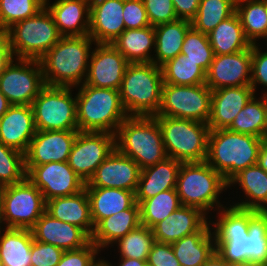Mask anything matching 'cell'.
I'll return each instance as SVG.
<instances>
[{
	"instance_id": "cell-43",
	"label": "cell",
	"mask_w": 267,
	"mask_h": 266,
	"mask_svg": "<svg viewBox=\"0 0 267 266\" xmlns=\"http://www.w3.org/2000/svg\"><path fill=\"white\" fill-rule=\"evenodd\" d=\"M181 54L196 62L206 73L214 58L208 35L191 27L184 38Z\"/></svg>"
},
{
	"instance_id": "cell-51",
	"label": "cell",
	"mask_w": 267,
	"mask_h": 266,
	"mask_svg": "<svg viewBox=\"0 0 267 266\" xmlns=\"http://www.w3.org/2000/svg\"><path fill=\"white\" fill-rule=\"evenodd\" d=\"M148 266H181L171 244L156 242L147 259Z\"/></svg>"
},
{
	"instance_id": "cell-4",
	"label": "cell",
	"mask_w": 267,
	"mask_h": 266,
	"mask_svg": "<svg viewBox=\"0 0 267 266\" xmlns=\"http://www.w3.org/2000/svg\"><path fill=\"white\" fill-rule=\"evenodd\" d=\"M115 147L132 158L141 169L168 157L155 116H128L115 134Z\"/></svg>"
},
{
	"instance_id": "cell-33",
	"label": "cell",
	"mask_w": 267,
	"mask_h": 266,
	"mask_svg": "<svg viewBox=\"0 0 267 266\" xmlns=\"http://www.w3.org/2000/svg\"><path fill=\"white\" fill-rule=\"evenodd\" d=\"M111 44L129 63H151L150 50L155 48L154 26L125 29Z\"/></svg>"
},
{
	"instance_id": "cell-61",
	"label": "cell",
	"mask_w": 267,
	"mask_h": 266,
	"mask_svg": "<svg viewBox=\"0 0 267 266\" xmlns=\"http://www.w3.org/2000/svg\"><path fill=\"white\" fill-rule=\"evenodd\" d=\"M263 98L265 99L266 105H267V92L263 94Z\"/></svg>"
},
{
	"instance_id": "cell-41",
	"label": "cell",
	"mask_w": 267,
	"mask_h": 266,
	"mask_svg": "<svg viewBox=\"0 0 267 266\" xmlns=\"http://www.w3.org/2000/svg\"><path fill=\"white\" fill-rule=\"evenodd\" d=\"M249 260L267 266V211L249 210Z\"/></svg>"
},
{
	"instance_id": "cell-55",
	"label": "cell",
	"mask_w": 267,
	"mask_h": 266,
	"mask_svg": "<svg viewBox=\"0 0 267 266\" xmlns=\"http://www.w3.org/2000/svg\"><path fill=\"white\" fill-rule=\"evenodd\" d=\"M119 266H147V260H137L135 258L120 257ZM108 266H112L108 261L102 259Z\"/></svg>"
},
{
	"instance_id": "cell-24",
	"label": "cell",
	"mask_w": 267,
	"mask_h": 266,
	"mask_svg": "<svg viewBox=\"0 0 267 266\" xmlns=\"http://www.w3.org/2000/svg\"><path fill=\"white\" fill-rule=\"evenodd\" d=\"M200 209L181 205L151 230L156 242L172 244L184 236L198 232L208 221Z\"/></svg>"
},
{
	"instance_id": "cell-15",
	"label": "cell",
	"mask_w": 267,
	"mask_h": 266,
	"mask_svg": "<svg viewBox=\"0 0 267 266\" xmlns=\"http://www.w3.org/2000/svg\"><path fill=\"white\" fill-rule=\"evenodd\" d=\"M26 177L42 192L45 201L75 195L85 189V181L68 162L25 166Z\"/></svg>"
},
{
	"instance_id": "cell-59",
	"label": "cell",
	"mask_w": 267,
	"mask_h": 266,
	"mask_svg": "<svg viewBox=\"0 0 267 266\" xmlns=\"http://www.w3.org/2000/svg\"><path fill=\"white\" fill-rule=\"evenodd\" d=\"M97 266H108L103 260H101Z\"/></svg>"
},
{
	"instance_id": "cell-42",
	"label": "cell",
	"mask_w": 267,
	"mask_h": 266,
	"mask_svg": "<svg viewBox=\"0 0 267 266\" xmlns=\"http://www.w3.org/2000/svg\"><path fill=\"white\" fill-rule=\"evenodd\" d=\"M117 243L120 257L147 260L149 252L155 243V238L151 228L140 224L114 244Z\"/></svg>"
},
{
	"instance_id": "cell-8",
	"label": "cell",
	"mask_w": 267,
	"mask_h": 266,
	"mask_svg": "<svg viewBox=\"0 0 267 266\" xmlns=\"http://www.w3.org/2000/svg\"><path fill=\"white\" fill-rule=\"evenodd\" d=\"M16 58L39 60L62 37L46 7L6 30Z\"/></svg>"
},
{
	"instance_id": "cell-1",
	"label": "cell",
	"mask_w": 267,
	"mask_h": 266,
	"mask_svg": "<svg viewBox=\"0 0 267 266\" xmlns=\"http://www.w3.org/2000/svg\"><path fill=\"white\" fill-rule=\"evenodd\" d=\"M92 43L95 41L89 35L61 37L39 59L44 84L72 88L82 85L87 76Z\"/></svg>"
},
{
	"instance_id": "cell-19",
	"label": "cell",
	"mask_w": 267,
	"mask_h": 266,
	"mask_svg": "<svg viewBox=\"0 0 267 266\" xmlns=\"http://www.w3.org/2000/svg\"><path fill=\"white\" fill-rule=\"evenodd\" d=\"M78 130L36 131L25 153V166L68 162Z\"/></svg>"
},
{
	"instance_id": "cell-53",
	"label": "cell",
	"mask_w": 267,
	"mask_h": 266,
	"mask_svg": "<svg viewBox=\"0 0 267 266\" xmlns=\"http://www.w3.org/2000/svg\"><path fill=\"white\" fill-rule=\"evenodd\" d=\"M14 58L16 59L10 48L9 36L6 31L0 30V74Z\"/></svg>"
},
{
	"instance_id": "cell-22",
	"label": "cell",
	"mask_w": 267,
	"mask_h": 266,
	"mask_svg": "<svg viewBox=\"0 0 267 266\" xmlns=\"http://www.w3.org/2000/svg\"><path fill=\"white\" fill-rule=\"evenodd\" d=\"M36 131L31 105H11L0 118V142L24 154Z\"/></svg>"
},
{
	"instance_id": "cell-50",
	"label": "cell",
	"mask_w": 267,
	"mask_h": 266,
	"mask_svg": "<svg viewBox=\"0 0 267 266\" xmlns=\"http://www.w3.org/2000/svg\"><path fill=\"white\" fill-rule=\"evenodd\" d=\"M259 45L252 44L251 83L254 94L257 84L267 87V51L262 52Z\"/></svg>"
},
{
	"instance_id": "cell-37",
	"label": "cell",
	"mask_w": 267,
	"mask_h": 266,
	"mask_svg": "<svg viewBox=\"0 0 267 266\" xmlns=\"http://www.w3.org/2000/svg\"><path fill=\"white\" fill-rule=\"evenodd\" d=\"M236 13L251 44L264 39L267 34L266 0H236Z\"/></svg>"
},
{
	"instance_id": "cell-21",
	"label": "cell",
	"mask_w": 267,
	"mask_h": 266,
	"mask_svg": "<svg viewBox=\"0 0 267 266\" xmlns=\"http://www.w3.org/2000/svg\"><path fill=\"white\" fill-rule=\"evenodd\" d=\"M124 0L90 2L89 36L96 43H112L124 30Z\"/></svg>"
},
{
	"instance_id": "cell-56",
	"label": "cell",
	"mask_w": 267,
	"mask_h": 266,
	"mask_svg": "<svg viewBox=\"0 0 267 266\" xmlns=\"http://www.w3.org/2000/svg\"><path fill=\"white\" fill-rule=\"evenodd\" d=\"M204 266H228V263L216 251H214Z\"/></svg>"
},
{
	"instance_id": "cell-54",
	"label": "cell",
	"mask_w": 267,
	"mask_h": 266,
	"mask_svg": "<svg viewBox=\"0 0 267 266\" xmlns=\"http://www.w3.org/2000/svg\"><path fill=\"white\" fill-rule=\"evenodd\" d=\"M257 164L267 172V138H263Z\"/></svg>"
},
{
	"instance_id": "cell-14",
	"label": "cell",
	"mask_w": 267,
	"mask_h": 266,
	"mask_svg": "<svg viewBox=\"0 0 267 266\" xmlns=\"http://www.w3.org/2000/svg\"><path fill=\"white\" fill-rule=\"evenodd\" d=\"M115 148L114 134L78 131L68 164L87 183Z\"/></svg>"
},
{
	"instance_id": "cell-58",
	"label": "cell",
	"mask_w": 267,
	"mask_h": 266,
	"mask_svg": "<svg viewBox=\"0 0 267 266\" xmlns=\"http://www.w3.org/2000/svg\"><path fill=\"white\" fill-rule=\"evenodd\" d=\"M228 266H261L255 262H251L250 260L244 262H232L228 263Z\"/></svg>"
},
{
	"instance_id": "cell-12",
	"label": "cell",
	"mask_w": 267,
	"mask_h": 266,
	"mask_svg": "<svg viewBox=\"0 0 267 266\" xmlns=\"http://www.w3.org/2000/svg\"><path fill=\"white\" fill-rule=\"evenodd\" d=\"M212 90L206 85L163 84L161 104L155 116H167L208 122Z\"/></svg>"
},
{
	"instance_id": "cell-60",
	"label": "cell",
	"mask_w": 267,
	"mask_h": 266,
	"mask_svg": "<svg viewBox=\"0 0 267 266\" xmlns=\"http://www.w3.org/2000/svg\"><path fill=\"white\" fill-rule=\"evenodd\" d=\"M1 224H3V223H2V220H1V198H0V228L2 226Z\"/></svg>"
},
{
	"instance_id": "cell-5",
	"label": "cell",
	"mask_w": 267,
	"mask_h": 266,
	"mask_svg": "<svg viewBox=\"0 0 267 266\" xmlns=\"http://www.w3.org/2000/svg\"><path fill=\"white\" fill-rule=\"evenodd\" d=\"M161 66L154 63H129L119 89L129 116H155L161 104L163 87Z\"/></svg>"
},
{
	"instance_id": "cell-62",
	"label": "cell",
	"mask_w": 267,
	"mask_h": 266,
	"mask_svg": "<svg viewBox=\"0 0 267 266\" xmlns=\"http://www.w3.org/2000/svg\"><path fill=\"white\" fill-rule=\"evenodd\" d=\"M0 266H4L3 263H2V261H1V259H0Z\"/></svg>"
},
{
	"instance_id": "cell-13",
	"label": "cell",
	"mask_w": 267,
	"mask_h": 266,
	"mask_svg": "<svg viewBox=\"0 0 267 266\" xmlns=\"http://www.w3.org/2000/svg\"><path fill=\"white\" fill-rule=\"evenodd\" d=\"M0 74V91L11 105H31L45 86L39 60L16 58Z\"/></svg>"
},
{
	"instance_id": "cell-44",
	"label": "cell",
	"mask_w": 267,
	"mask_h": 266,
	"mask_svg": "<svg viewBox=\"0 0 267 266\" xmlns=\"http://www.w3.org/2000/svg\"><path fill=\"white\" fill-rule=\"evenodd\" d=\"M25 178V154L0 142V188Z\"/></svg>"
},
{
	"instance_id": "cell-20",
	"label": "cell",
	"mask_w": 267,
	"mask_h": 266,
	"mask_svg": "<svg viewBox=\"0 0 267 266\" xmlns=\"http://www.w3.org/2000/svg\"><path fill=\"white\" fill-rule=\"evenodd\" d=\"M34 240L66 250L86 246L91 237L80 227L53 218L46 211L31 228Z\"/></svg>"
},
{
	"instance_id": "cell-3",
	"label": "cell",
	"mask_w": 267,
	"mask_h": 266,
	"mask_svg": "<svg viewBox=\"0 0 267 266\" xmlns=\"http://www.w3.org/2000/svg\"><path fill=\"white\" fill-rule=\"evenodd\" d=\"M76 94L78 131L116 134L129 116L122 105L119 90L79 85Z\"/></svg>"
},
{
	"instance_id": "cell-16",
	"label": "cell",
	"mask_w": 267,
	"mask_h": 266,
	"mask_svg": "<svg viewBox=\"0 0 267 266\" xmlns=\"http://www.w3.org/2000/svg\"><path fill=\"white\" fill-rule=\"evenodd\" d=\"M92 49L84 84L119 90L129 65L126 58L110 43H96Z\"/></svg>"
},
{
	"instance_id": "cell-11",
	"label": "cell",
	"mask_w": 267,
	"mask_h": 266,
	"mask_svg": "<svg viewBox=\"0 0 267 266\" xmlns=\"http://www.w3.org/2000/svg\"><path fill=\"white\" fill-rule=\"evenodd\" d=\"M212 224L215 228V251L227 263L249 260L248 209L223 206L219 209L218 219Z\"/></svg>"
},
{
	"instance_id": "cell-57",
	"label": "cell",
	"mask_w": 267,
	"mask_h": 266,
	"mask_svg": "<svg viewBox=\"0 0 267 266\" xmlns=\"http://www.w3.org/2000/svg\"><path fill=\"white\" fill-rule=\"evenodd\" d=\"M11 104L5 95L0 91V118L6 113Z\"/></svg>"
},
{
	"instance_id": "cell-9",
	"label": "cell",
	"mask_w": 267,
	"mask_h": 266,
	"mask_svg": "<svg viewBox=\"0 0 267 266\" xmlns=\"http://www.w3.org/2000/svg\"><path fill=\"white\" fill-rule=\"evenodd\" d=\"M1 220L5 228L31 229L46 211L42 192L26 177L0 188Z\"/></svg>"
},
{
	"instance_id": "cell-28",
	"label": "cell",
	"mask_w": 267,
	"mask_h": 266,
	"mask_svg": "<svg viewBox=\"0 0 267 266\" xmlns=\"http://www.w3.org/2000/svg\"><path fill=\"white\" fill-rule=\"evenodd\" d=\"M208 221L198 232L184 236L172 243L177 260L181 266H204L215 251V236Z\"/></svg>"
},
{
	"instance_id": "cell-38",
	"label": "cell",
	"mask_w": 267,
	"mask_h": 266,
	"mask_svg": "<svg viewBox=\"0 0 267 266\" xmlns=\"http://www.w3.org/2000/svg\"><path fill=\"white\" fill-rule=\"evenodd\" d=\"M164 84L201 85L206 83V72L187 56L177 55L161 65Z\"/></svg>"
},
{
	"instance_id": "cell-49",
	"label": "cell",
	"mask_w": 267,
	"mask_h": 266,
	"mask_svg": "<svg viewBox=\"0 0 267 266\" xmlns=\"http://www.w3.org/2000/svg\"><path fill=\"white\" fill-rule=\"evenodd\" d=\"M123 21L125 29H141L151 26L143 0H124Z\"/></svg>"
},
{
	"instance_id": "cell-2",
	"label": "cell",
	"mask_w": 267,
	"mask_h": 266,
	"mask_svg": "<svg viewBox=\"0 0 267 266\" xmlns=\"http://www.w3.org/2000/svg\"><path fill=\"white\" fill-rule=\"evenodd\" d=\"M262 141L228 129H210L205 161L229 182L241 170L257 164Z\"/></svg>"
},
{
	"instance_id": "cell-46",
	"label": "cell",
	"mask_w": 267,
	"mask_h": 266,
	"mask_svg": "<svg viewBox=\"0 0 267 266\" xmlns=\"http://www.w3.org/2000/svg\"><path fill=\"white\" fill-rule=\"evenodd\" d=\"M99 251L98 247L90 241L82 248L64 251L57 266H97L102 260L99 258L95 260Z\"/></svg>"
},
{
	"instance_id": "cell-39",
	"label": "cell",
	"mask_w": 267,
	"mask_h": 266,
	"mask_svg": "<svg viewBox=\"0 0 267 266\" xmlns=\"http://www.w3.org/2000/svg\"><path fill=\"white\" fill-rule=\"evenodd\" d=\"M139 206L141 225L152 228L177 210L181 206V202L176 189H170L143 200Z\"/></svg>"
},
{
	"instance_id": "cell-29",
	"label": "cell",
	"mask_w": 267,
	"mask_h": 266,
	"mask_svg": "<svg viewBox=\"0 0 267 266\" xmlns=\"http://www.w3.org/2000/svg\"><path fill=\"white\" fill-rule=\"evenodd\" d=\"M140 224V206L136 202L131 208L102 219L94 228L91 242L100 251L107 246L109 247V244H112V247L113 243L137 228Z\"/></svg>"
},
{
	"instance_id": "cell-18",
	"label": "cell",
	"mask_w": 267,
	"mask_h": 266,
	"mask_svg": "<svg viewBox=\"0 0 267 266\" xmlns=\"http://www.w3.org/2000/svg\"><path fill=\"white\" fill-rule=\"evenodd\" d=\"M140 174L141 168L138 164L115 148L97 167L85 187L117 188L135 192Z\"/></svg>"
},
{
	"instance_id": "cell-17",
	"label": "cell",
	"mask_w": 267,
	"mask_h": 266,
	"mask_svg": "<svg viewBox=\"0 0 267 266\" xmlns=\"http://www.w3.org/2000/svg\"><path fill=\"white\" fill-rule=\"evenodd\" d=\"M251 64L252 46L238 53L214 55L205 84L211 90L250 85Z\"/></svg>"
},
{
	"instance_id": "cell-25",
	"label": "cell",
	"mask_w": 267,
	"mask_h": 266,
	"mask_svg": "<svg viewBox=\"0 0 267 266\" xmlns=\"http://www.w3.org/2000/svg\"><path fill=\"white\" fill-rule=\"evenodd\" d=\"M45 7L52 15L62 37L89 34L90 2L88 0H56Z\"/></svg>"
},
{
	"instance_id": "cell-35",
	"label": "cell",
	"mask_w": 267,
	"mask_h": 266,
	"mask_svg": "<svg viewBox=\"0 0 267 266\" xmlns=\"http://www.w3.org/2000/svg\"><path fill=\"white\" fill-rule=\"evenodd\" d=\"M0 233V259L4 266H31V229L3 228Z\"/></svg>"
},
{
	"instance_id": "cell-52",
	"label": "cell",
	"mask_w": 267,
	"mask_h": 266,
	"mask_svg": "<svg viewBox=\"0 0 267 266\" xmlns=\"http://www.w3.org/2000/svg\"><path fill=\"white\" fill-rule=\"evenodd\" d=\"M201 0H172L178 19L192 21L197 14Z\"/></svg>"
},
{
	"instance_id": "cell-23",
	"label": "cell",
	"mask_w": 267,
	"mask_h": 266,
	"mask_svg": "<svg viewBox=\"0 0 267 266\" xmlns=\"http://www.w3.org/2000/svg\"><path fill=\"white\" fill-rule=\"evenodd\" d=\"M254 95L250 85L212 90L211 112L207 122L209 128L228 129L236 115Z\"/></svg>"
},
{
	"instance_id": "cell-45",
	"label": "cell",
	"mask_w": 267,
	"mask_h": 266,
	"mask_svg": "<svg viewBox=\"0 0 267 266\" xmlns=\"http://www.w3.org/2000/svg\"><path fill=\"white\" fill-rule=\"evenodd\" d=\"M45 7L42 0H0V30L36 15Z\"/></svg>"
},
{
	"instance_id": "cell-7",
	"label": "cell",
	"mask_w": 267,
	"mask_h": 266,
	"mask_svg": "<svg viewBox=\"0 0 267 266\" xmlns=\"http://www.w3.org/2000/svg\"><path fill=\"white\" fill-rule=\"evenodd\" d=\"M162 131L166 154L182 163L204 162L207 156L209 125L200 121L155 116Z\"/></svg>"
},
{
	"instance_id": "cell-40",
	"label": "cell",
	"mask_w": 267,
	"mask_h": 266,
	"mask_svg": "<svg viewBox=\"0 0 267 266\" xmlns=\"http://www.w3.org/2000/svg\"><path fill=\"white\" fill-rule=\"evenodd\" d=\"M236 12V0H201L192 27L209 34L220 22Z\"/></svg>"
},
{
	"instance_id": "cell-27",
	"label": "cell",
	"mask_w": 267,
	"mask_h": 266,
	"mask_svg": "<svg viewBox=\"0 0 267 266\" xmlns=\"http://www.w3.org/2000/svg\"><path fill=\"white\" fill-rule=\"evenodd\" d=\"M46 212L53 218L82 228L90 237L94 231L90 201L86 189L63 197L46 201Z\"/></svg>"
},
{
	"instance_id": "cell-6",
	"label": "cell",
	"mask_w": 267,
	"mask_h": 266,
	"mask_svg": "<svg viewBox=\"0 0 267 266\" xmlns=\"http://www.w3.org/2000/svg\"><path fill=\"white\" fill-rule=\"evenodd\" d=\"M226 188L228 182L206 161L181 163L176 185L181 205L196 207L207 215L214 206L223 208L218 198Z\"/></svg>"
},
{
	"instance_id": "cell-31",
	"label": "cell",
	"mask_w": 267,
	"mask_h": 266,
	"mask_svg": "<svg viewBox=\"0 0 267 266\" xmlns=\"http://www.w3.org/2000/svg\"><path fill=\"white\" fill-rule=\"evenodd\" d=\"M236 183L242 188L247 200L232 206L248 210H267V172L264 169L258 164L247 167L228 182V187Z\"/></svg>"
},
{
	"instance_id": "cell-26",
	"label": "cell",
	"mask_w": 267,
	"mask_h": 266,
	"mask_svg": "<svg viewBox=\"0 0 267 266\" xmlns=\"http://www.w3.org/2000/svg\"><path fill=\"white\" fill-rule=\"evenodd\" d=\"M180 161L167 157L165 160L141 169L135 200L140 204L143 200L152 198L158 193L176 189Z\"/></svg>"
},
{
	"instance_id": "cell-10",
	"label": "cell",
	"mask_w": 267,
	"mask_h": 266,
	"mask_svg": "<svg viewBox=\"0 0 267 266\" xmlns=\"http://www.w3.org/2000/svg\"><path fill=\"white\" fill-rule=\"evenodd\" d=\"M72 87L45 85L31 106L36 130H78Z\"/></svg>"
},
{
	"instance_id": "cell-36",
	"label": "cell",
	"mask_w": 267,
	"mask_h": 266,
	"mask_svg": "<svg viewBox=\"0 0 267 266\" xmlns=\"http://www.w3.org/2000/svg\"><path fill=\"white\" fill-rule=\"evenodd\" d=\"M228 130L267 138V105L263 96L256 99L254 95L236 115Z\"/></svg>"
},
{
	"instance_id": "cell-30",
	"label": "cell",
	"mask_w": 267,
	"mask_h": 266,
	"mask_svg": "<svg viewBox=\"0 0 267 266\" xmlns=\"http://www.w3.org/2000/svg\"><path fill=\"white\" fill-rule=\"evenodd\" d=\"M94 227L104 218L131 208L135 203V192L117 188L85 187Z\"/></svg>"
},
{
	"instance_id": "cell-47",
	"label": "cell",
	"mask_w": 267,
	"mask_h": 266,
	"mask_svg": "<svg viewBox=\"0 0 267 266\" xmlns=\"http://www.w3.org/2000/svg\"><path fill=\"white\" fill-rule=\"evenodd\" d=\"M151 26L178 19L172 0H143Z\"/></svg>"
},
{
	"instance_id": "cell-48",
	"label": "cell",
	"mask_w": 267,
	"mask_h": 266,
	"mask_svg": "<svg viewBox=\"0 0 267 266\" xmlns=\"http://www.w3.org/2000/svg\"><path fill=\"white\" fill-rule=\"evenodd\" d=\"M30 253L31 266H57L64 250L33 239Z\"/></svg>"
},
{
	"instance_id": "cell-34",
	"label": "cell",
	"mask_w": 267,
	"mask_h": 266,
	"mask_svg": "<svg viewBox=\"0 0 267 266\" xmlns=\"http://www.w3.org/2000/svg\"><path fill=\"white\" fill-rule=\"evenodd\" d=\"M208 35L215 55L238 53L252 46L246 38L238 14L220 22Z\"/></svg>"
},
{
	"instance_id": "cell-32",
	"label": "cell",
	"mask_w": 267,
	"mask_h": 266,
	"mask_svg": "<svg viewBox=\"0 0 267 266\" xmlns=\"http://www.w3.org/2000/svg\"><path fill=\"white\" fill-rule=\"evenodd\" d=\"M191 27V22L184 19L154 26L156 54L152 57V63L161 66L181 54L185 35Z\"/></svg>"
}]
</instances>
